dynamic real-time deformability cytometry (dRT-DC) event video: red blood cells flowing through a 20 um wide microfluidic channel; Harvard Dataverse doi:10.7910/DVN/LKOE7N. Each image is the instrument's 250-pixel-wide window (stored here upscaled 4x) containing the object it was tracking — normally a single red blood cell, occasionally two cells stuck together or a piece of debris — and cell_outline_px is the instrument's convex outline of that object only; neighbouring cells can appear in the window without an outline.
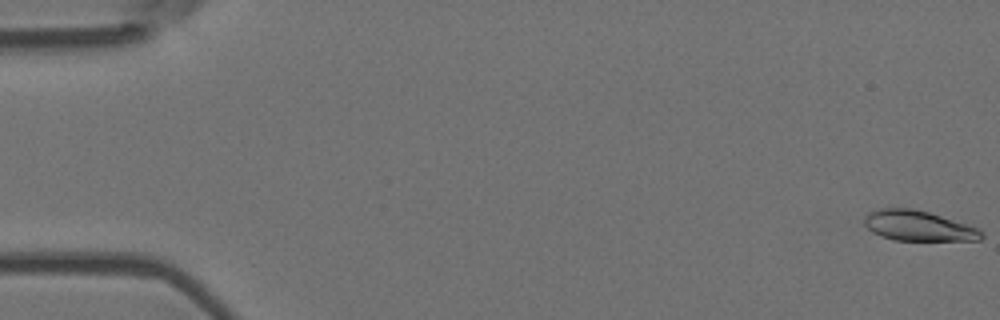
{"species": "Egyptian fruit bat (a non-hibernating species)", "species_latin": "Rousettus aegyptiacus", "temperature_condition": "room temperature", "stored_images_in_passage": 6, "camera_frame_rate_fps": 3000, "um_per_image_px": 0.085, "animal": {"sex": "female"}, "frame": {"image": 1, "passage_image": 1, "time_ms": 0.0, "image_size_px": [1000, 320], "cell_outline_px": [[984, 236], [980, 240], [892, 240], [880, 236], [872, 232], [864, 224], [864, 216], [872, 208], [912, 208], [928, 212], [980, 228], [984, 232]], "centroid_in_image_um": [78.03, 19.19], "position_along_channel_um": 7.0, "area_um2": 20.87}}
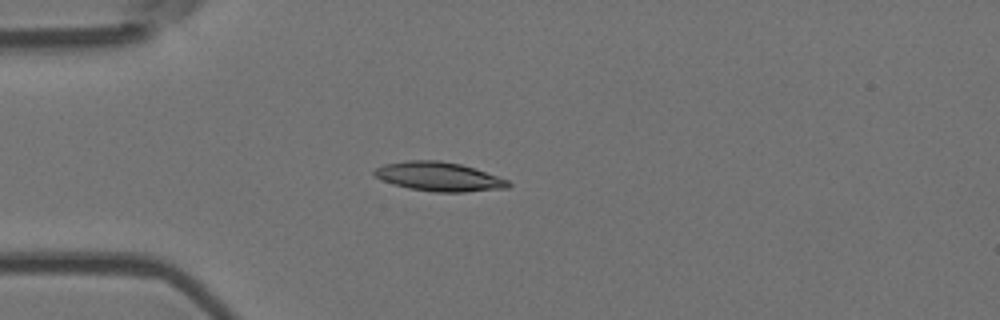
{"frame": {"image": 2, "passage_image": 5, "time_ms": 1.333, "image_size_px": [1000, 320], "cell_outline_px": [[512, 184], [508, 188], [464, 192], [436, 192], [408, 188], [392, 184], [372, 176], [372, 172], [376, 168], [384, 164], [408, 160], [440, 160], [460, 164], [508, 180]], "centroid_in_image_um": [37.26, 15.01], "position_along_channel_um": 47.7, "area_um2": 22.66}}